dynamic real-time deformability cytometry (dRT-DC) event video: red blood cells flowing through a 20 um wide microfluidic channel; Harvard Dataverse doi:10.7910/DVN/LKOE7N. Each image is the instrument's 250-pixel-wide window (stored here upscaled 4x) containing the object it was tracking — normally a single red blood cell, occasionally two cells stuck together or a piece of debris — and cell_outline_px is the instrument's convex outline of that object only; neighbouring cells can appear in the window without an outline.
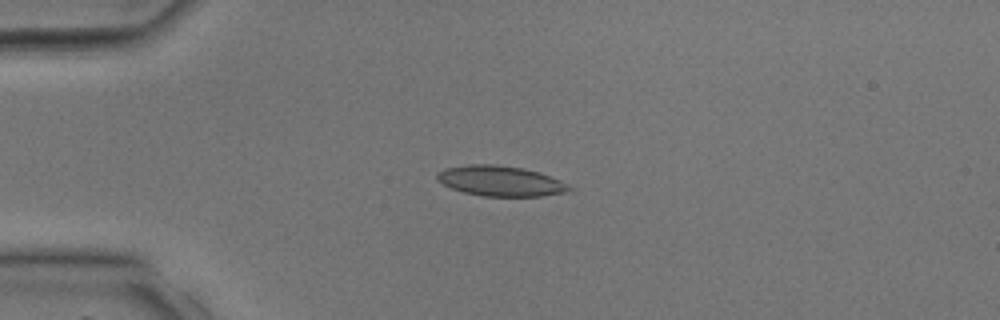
{"species": "common noctule bat (a hibernating species)", "species_latin": "Nyctalus noctula", "temperature_condition": "room temperature", "stored_images_in_passage": 30, "camera_frame_rate_fps": 3000, "um_per_image_px": 0.085, "animal": {"sex": "male", "body_mass_g": 17.9, "forearm_length_mm": 54.2}, "frame": {"image": 1, "passage_image": 1, "time_ms": 0.0, "image_size_px": [1000, 320], "cell_outline_px": [[572, 192], [540, 196], [484, 196], [464, 192], [452, 188], [436, 180], [436, 172], [444, 168], [468, 164], [496, 164], [524, 168], [560, 180], [572, 188]], "centroid_in_image_um": [42.52, 15.38], "position_along_channel_um": 42.5, "area_um2": 23.35}}
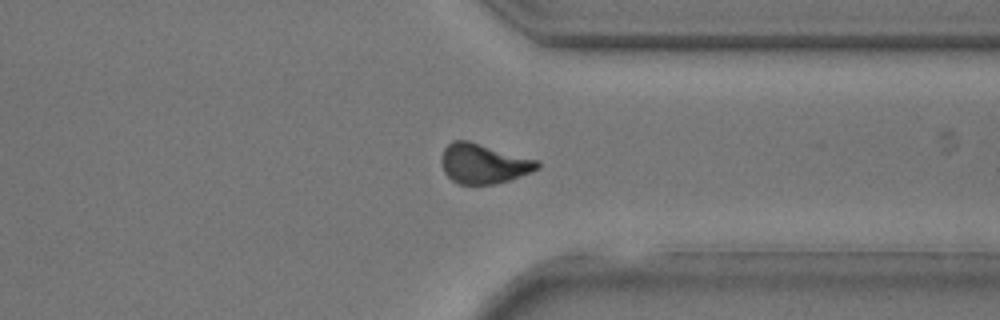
{"frame": {"image": 2, "passage_image": 21, "time_ms": 6.667, "image_size_px": [1000, 320], "cell_outline_px": [[540, 168], [532, 172], [508, 180], [492, 184], [460, 184], [452, 180], [444, 172], [444, 148], [452, 140], [468, 140], [536, 160], [540, 164]], "centroid_in_image_um": [41.12, 13.91], "position_along_channel_um": 370.3, "area_um2": 21.73}}
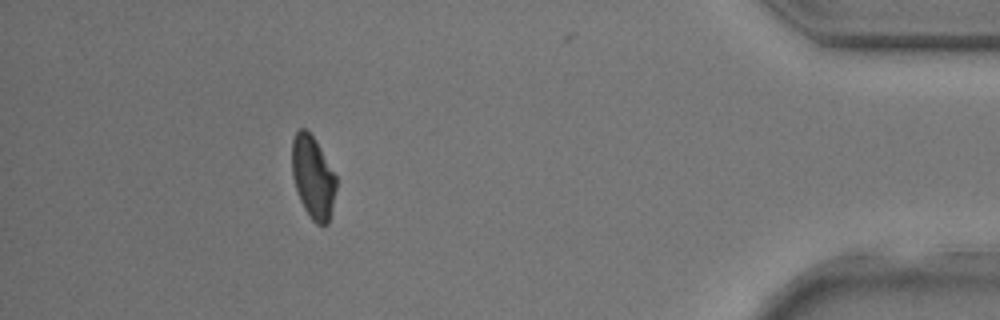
{"frame": {"image": 3, "passage_image": 26, "time_ms": 8.333, "image_size_px": [1000, 320], "cell_outline_px": [[336, 188], [328, 224], [316, 224], [312, 220], [304, 208], [300, 200], [292, 176], [292, 140], [296, 132], [300, 128], [304, 128], [316, 140], [336, 176]], "centroid_in_image_um": [26.59, 15.05], "position_along_channel_um": 408.6, "area_um2": 21.04}}